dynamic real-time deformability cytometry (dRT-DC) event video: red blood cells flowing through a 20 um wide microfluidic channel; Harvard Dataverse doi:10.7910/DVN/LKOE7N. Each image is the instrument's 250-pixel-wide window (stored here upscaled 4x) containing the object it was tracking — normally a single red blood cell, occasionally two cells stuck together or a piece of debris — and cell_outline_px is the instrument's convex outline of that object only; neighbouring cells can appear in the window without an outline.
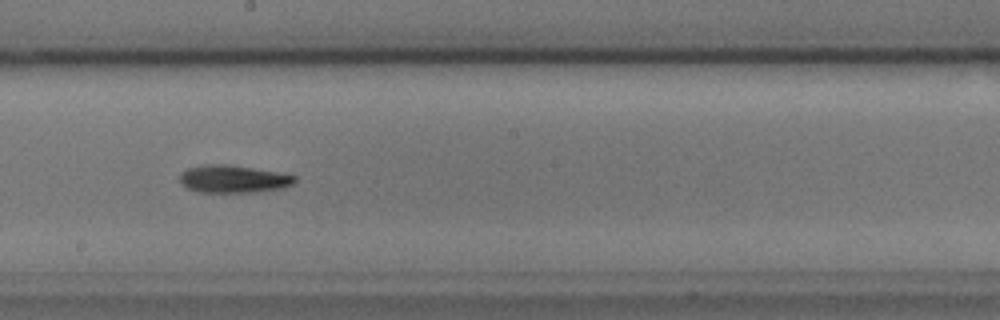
{"species": "common noctule bat (a hibernating species)", "species_latin": "Nyctalus noctula", "temperature_condition": "cold", "stored_images_in_passage": 44, "camera_frame_rate_fps": 3000, "um_per_image_px": 0.085, "animal": {"sex": "male", "body_mass_g": 17.9, "forearm_length_mm": 54.2}, "frame": {"image": 1, "passage_image": 19, "time_ms": 6.0, "image_size_px": [1000, 320], "cell_outline_px": [[296, 180], [292, 184], [280, 188], [256, 192], [196, 192], [180, 184], [180, 172], [188, 168], [208, 164], [228, 164], [276, 172], [296, 176]], "centroid_in_image_um": [19.77, 15.21], "position_along_channel_um": 228.4, "area_um2": 18.38}}
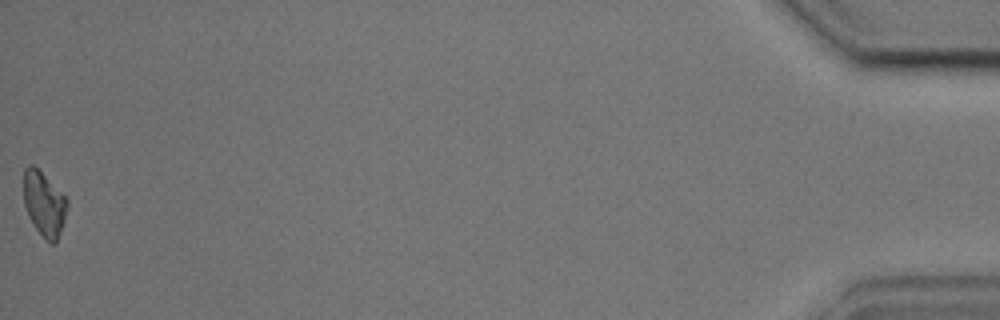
{"frame": {"image": 2, "passage_image": 44, "time_ms": 14.333, "image_size_px": [1000, 320], "cell_outline_px": [[68, 204], [64, 220], [56, 244], [52, 244], [36, 228], [24, 204], [24, 168], [28, 164], [32, 164], [68, 200]], "centroid_in_image_um": [3.75, 17.32], "position_along_channel_um": 431.5, "area_um2": 15.72}, "authors_computed_cell_mechanics": {"area_um2": 17.2533, "velocity_mm_per_s": 3.6353, "shape_relaxation_time_tau1_ms": 2.7542, "shape_relaxation_time_tau2_ms": 6.9892, "deformation_change_tau1": 0.102, "deformation_change_tau2": 0.1079}}